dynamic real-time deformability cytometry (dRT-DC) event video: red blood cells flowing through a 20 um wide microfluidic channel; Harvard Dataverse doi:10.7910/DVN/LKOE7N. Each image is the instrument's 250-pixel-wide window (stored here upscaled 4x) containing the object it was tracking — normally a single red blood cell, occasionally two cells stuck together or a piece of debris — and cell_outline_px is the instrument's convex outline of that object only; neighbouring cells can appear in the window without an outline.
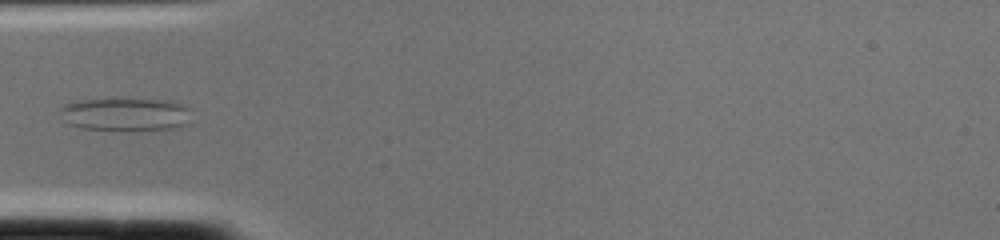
{"species": "common noctule bat (a hibernating species)", "species_latin": "Nyctalus noctula", "temperature_condition": "cold", "stored_images_in_passage": 2, "camera_frame_rate_fps": 3000, "um_per_image_px": 0.085, "animal": {"sex": "female", "body_mass_g": 22.0, "forearm_length_mm": 56.7}, "frame": {"image": 1, "passage_image": 2, "time_ms": 0.333, "image_size_px": [1000, 240], "cell_outline_px": [[188, 108], [184, 124], [172, 128], [80, 128], [68, 124], [60, 108], [64, 104], [80, 100], [168, 100], [184, 104]], "centroid_in_image_um": [10.61, 9.68], "position_along_channel_um": 74.4, "area_um2": 23.7}}